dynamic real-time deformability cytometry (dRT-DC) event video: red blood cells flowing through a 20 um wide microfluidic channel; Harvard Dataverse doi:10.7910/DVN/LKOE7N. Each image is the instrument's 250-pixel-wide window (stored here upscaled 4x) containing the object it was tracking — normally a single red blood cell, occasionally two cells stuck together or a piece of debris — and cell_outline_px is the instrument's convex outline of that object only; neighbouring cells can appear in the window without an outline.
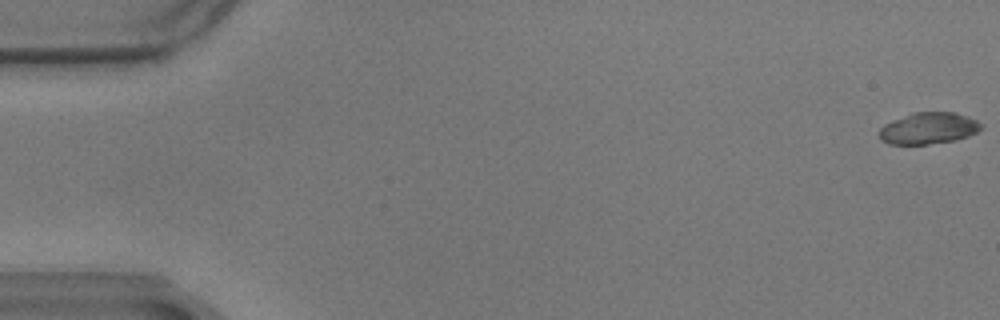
{"species": "common noctule bat (a hibernating species)", "species_latin": "Nyctalus noctula", "temperature_condition": "warm", "stored_images_in_passage": 59, "camera_frame_rate_fps": 3000, "um_per_image_px": 0.085, "animal": {"sex": "male", "body_mass_g": 17.9}, "frame": {"image": 1, "passage_image": 1, "time_ms": 0.0, "image_size_px": [1000, 320], "cell_outline_px": [[980, 128], [976, 132], [968, 136], [956, 140], [928, 144], [888, 144], [880, 140], [880, 128], [884, 124], [892, 120], [912, 112], [956, 112], [968, 116], [976, 120], [980, 124]], "centroid_in_image_um": [78.89, 10.9], "position_along_channel_um": 6.1, "area_um2": 18.73}}
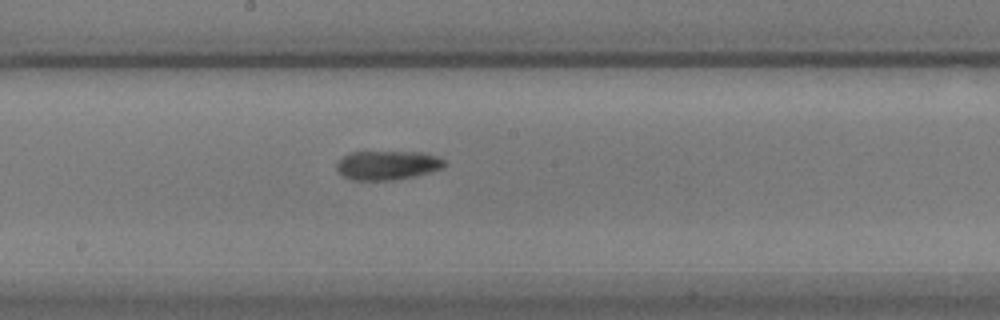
{"frame": {"image": 2, "passage_image": 32, "time_ms": 10.333, "image_size_px": [1000, 320], "cell_outline_px": [[448, 164], [444, 168], [416, 176], [392, 180], [352, 180], [336, 172], [336, 160], [348, 152], [424, 152], [436, 156], [444, 160]], "centroid_in_image_um": [32.91, 14.04], "position_along_channel_um": 215.3, "area_um2": 18.67}}
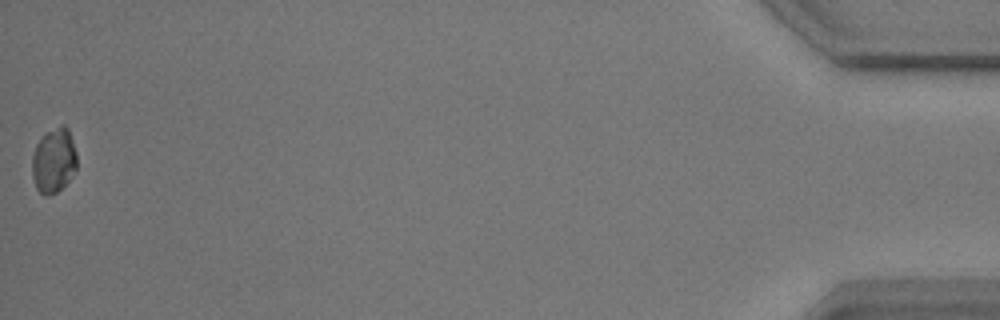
{"frame": {"image": 3, "passage_image": 59, "time_ms": 19.333, "image_size_px": [1000, 320], "cell_outline_px": [[76, 168], [72, 176], [56, 192], [48, 196], [44, 196], [36, 188], [32, 176], [32, 156], [36, 144], [40, 136], [44, 132], [60, 124], [64, 124], [68, 128], [76, 152]], "centroid_in_image_um": [4.55, 13.6], "position_along_channel_um": 430.7, "area_um2": 17.11}, "authors_computed_cell_mechanics": {"area_um2": 18.207, "velocity_mm_per_s": 3.4592, "shape_relaxation_time_tau1_ms": 7.9609, "shape_relaxation_time_tau2_ms": null, "deformation_change_tau1": 0.2305, "deformation_change_tau2": null}}